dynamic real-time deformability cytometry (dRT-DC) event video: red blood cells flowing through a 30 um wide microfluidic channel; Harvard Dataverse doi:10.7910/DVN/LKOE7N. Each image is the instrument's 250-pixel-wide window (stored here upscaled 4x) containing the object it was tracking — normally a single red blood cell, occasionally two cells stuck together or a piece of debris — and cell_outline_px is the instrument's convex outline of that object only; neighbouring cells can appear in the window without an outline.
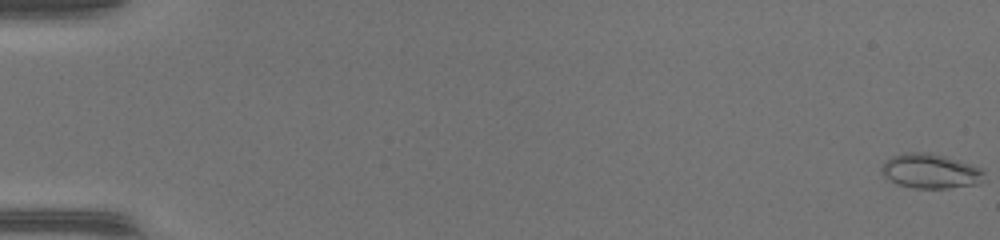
{"species": "common noctule bat (a hibernating species)", "species_latin": "Nyctalus noctula", "temperature_condition": "warm", "stored_images_in_passage": 52, "camera_frame_rate_fps": 3000, "um_per_image_px": 0.085, "animal": {"sex": "female", "body_mass_g": 17.0, "forearm_length_mm": 48.0}, "frame": {"image": 1, "passage_image": 1, "time_ms": 0.0, "image_size_px": [1000, 240], "cell_outline_px": [[984, 172], [976, 184], [944, 188], [916, 188], [896, 184], [884, 176], [880, 168], [892, 156], [912, 152], [928, 152], [968, 164], [980, 168]], "centroid_in_image_um": [79.01, 14.55], "position_along_channel_um": 6.0, "area_um2": 19.94}}
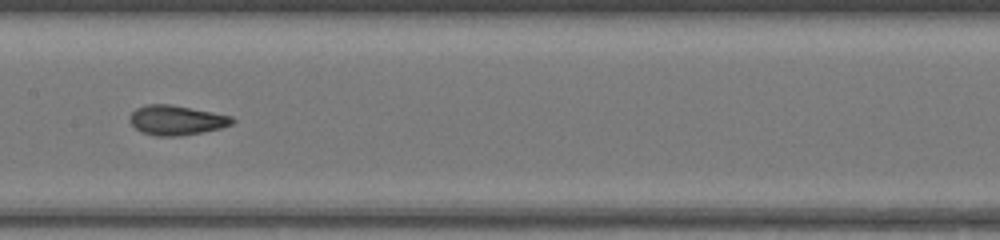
{"frame": {"image": 2, "passage_image": 28, "time_ms": 9.0, "image_size_px": [1000, 240], "cell_outline_px": [[236, 120], [232, 124], [220, 128], [180, 136], [156, 136], [140, 132], [132, 124], [132, 112], [136, 108], [148, 104], [168, 104], [232, 116]], "centroid_in_image_um": [15.01, 10.22], "position_along_channel_um": 192.4, "area_um2": 17.4}}
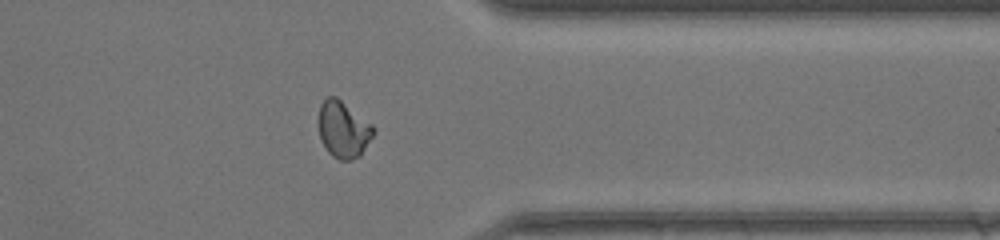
{"frame": {"image": 3, "passage_image": 42, "time_ms": 13.667, "image_size_px": [1000, 240], "cell_outline_px": [[376, 128], [372, 136], [360, 156], [352, 160], [340, 160], [332, 156], [328, 152], [320, 140], [316, 120], [320, 104], [328, 96], [336, 96], [372, 124]], "centroid_in_image_um": [29.13, 11.0], "position_along_channel_um": 382.3, "area_um2": 18.44}, "authors_computed_cell_mechanics": {"area_um2": 17.9469, "velocity_mm_per_s": 4.2131, "shape_relaxation_time_tau1_ms": 3.4499, "shape_relaxation_time_tau2_ms": 0.9788, "deformation_change_tau1": 0.1657, "deformation_change_tau2": 0.073}}